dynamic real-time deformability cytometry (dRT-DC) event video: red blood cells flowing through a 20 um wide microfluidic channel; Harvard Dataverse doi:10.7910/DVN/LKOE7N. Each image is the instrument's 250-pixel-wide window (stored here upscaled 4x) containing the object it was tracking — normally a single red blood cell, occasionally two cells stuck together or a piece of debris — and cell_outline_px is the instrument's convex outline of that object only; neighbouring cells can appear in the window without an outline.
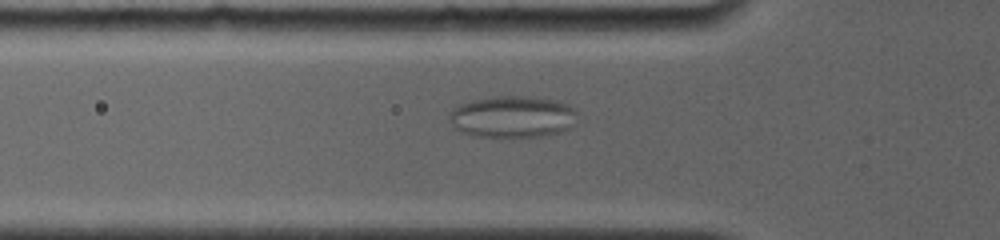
{"species": "common noctule bat (a hibernating species)", "species_latin": "Nyctalus noctula", "temperature_condition": "room temperature", "stored_images_in_passage": 54, "camera_frame_rate_fps": 4000, "um_per_image_px": 0.085, "animal": {"sex": "female", "body_mass_g": 19.0, "forearm_length_mm": 56.7}, "frame": {"image": 1, "passage_image": 6, "time_ms": 2.0, "image_size_px": [1000, 240], "cell_outline_px": [[576, 112], [572, 124], [568, 128], [560, 132], [544, 136], [472, 136], [460, 132], [452, 128], [448, 120], [448, 116], [452, 108], [460, 104], [472, 100], [496, 96], [528, 96], [560, 100], [568, 104]], "centroid_in_image_um": [43.5, 9.91], "position_along_channel_um": 82.3, "area_um2": 31.33}}
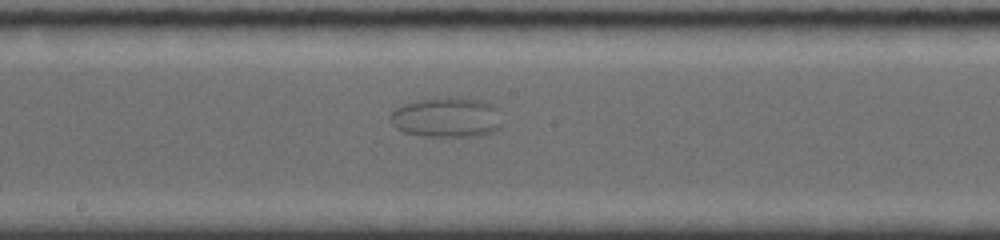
{"frame": {"image": 2, "passage_image": 20, "time_ms": 5.75, "image_size_px": [1000, 240], "cell_outline_px": [[500, 128], [496, 132], [484, 136], [424, 136], [404, 132], [396, 128], [392, 124], [388, 116], [396, 108], [404, 104], [424, 100], [448, 96], [460, 96], [484, 100], [492, 104], [496, 108], [500, 124]], "centroid_in_image_um": [38.0, 9.97], "position_along_channel_um": 210.2, "area_um2": 26.36}}
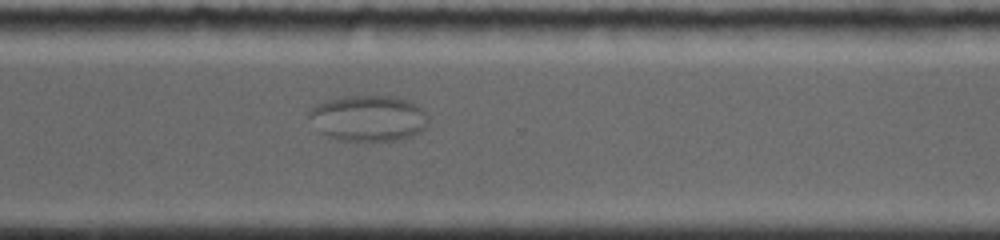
{"frame": {"image": 3, "passage_image": 37, "time_ms": 9.5, "image_size_px": [1000, 240], "cell_outline_px": [[428, 124], [420, 132], [412, 136], [400, 140], [340, 140], [320, 132], [308, 116], [308, 112], [316, 104], [324, 100], [348, 96], [392, 96], [408, 100], [416, 104], [428, 116]], "centroid_in_image_um": [31.32, 10.04], "position_along_channel_um": 339.3, "area_um2": 31.79}}